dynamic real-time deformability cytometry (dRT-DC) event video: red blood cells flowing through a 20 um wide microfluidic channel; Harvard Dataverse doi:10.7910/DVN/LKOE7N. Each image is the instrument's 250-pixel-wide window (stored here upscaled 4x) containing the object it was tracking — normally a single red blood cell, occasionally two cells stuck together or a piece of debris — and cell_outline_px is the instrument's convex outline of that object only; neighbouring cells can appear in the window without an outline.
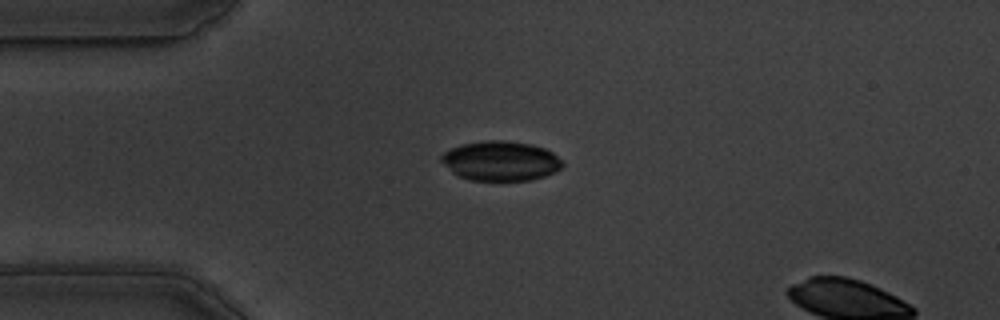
{"species": "common noctule bat (a hibernating species)", "species_latin": "Nyctalus noctula", "temperature_condition": "warm", "stored_images_in_passage": 9, "camera_frame_rate_fps": 3000, "um_per_image_px": 0.085, "animal": {"sex": "male", "body_mass_g": 19.5, "forearm_length_mm": 54.6}, "frame": {"image": 1, "passage_image": 6, "time_ms": 1.667, "image_size_px": [1000, 320], "cell_outline_px": [[564, 164], [556, 172], [532, 180], [468, 180], [452, 172], [440, 160], [440, 156], [444, 152], [460, 144], [484, 140], [504, 140], [528, 144], [544, 148], [552, 152]], "centroid_in_image_um": [42.53, 13.68], "position_along_channel_um": 42.5, "area_um2": 27.92}}